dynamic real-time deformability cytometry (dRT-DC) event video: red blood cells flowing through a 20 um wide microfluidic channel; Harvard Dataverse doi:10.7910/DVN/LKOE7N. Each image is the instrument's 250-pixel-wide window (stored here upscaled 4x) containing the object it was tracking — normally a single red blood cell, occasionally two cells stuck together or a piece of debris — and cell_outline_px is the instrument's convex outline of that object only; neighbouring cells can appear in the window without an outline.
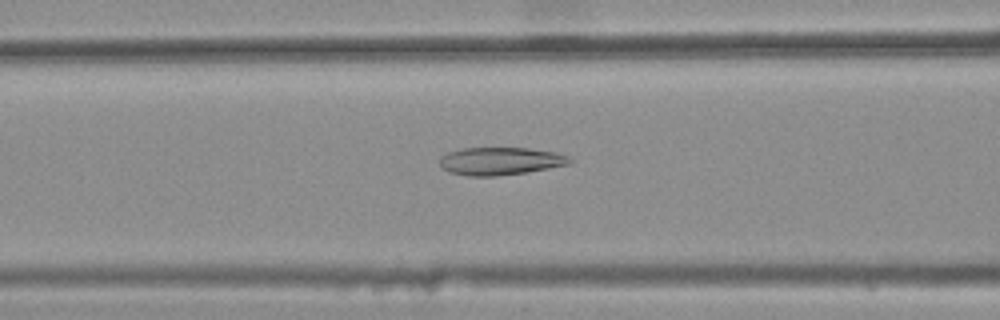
{"species": "common noctule bat (a hibernating species)", "species_latin": "Nyctalus noctula", "temperature_condition": "warm", "stored_images_in_passage": 38, "camera_frame_rate_fps": 3000, "um_per_image_px": 0.085, "animal": {"sex": "female", "body_mass_g": 25.1}, "frame": {"image": 1, "passage_image": 13, "time_ms": 4.0, "image_size_px": [1000, 320], "cell_outline_px": [[572, 164], [528, 172], [496, 176], [468, 176], [448, 172], [440, 164], [440, 156], [448, 152], [460, 148], [528, 148], [556, 152], [568, 156], [572, 160]], "centroid_in_image_um": [42.54, 13.69], "position_along_channel_um": 124.1, "area_um2": 21.21}}
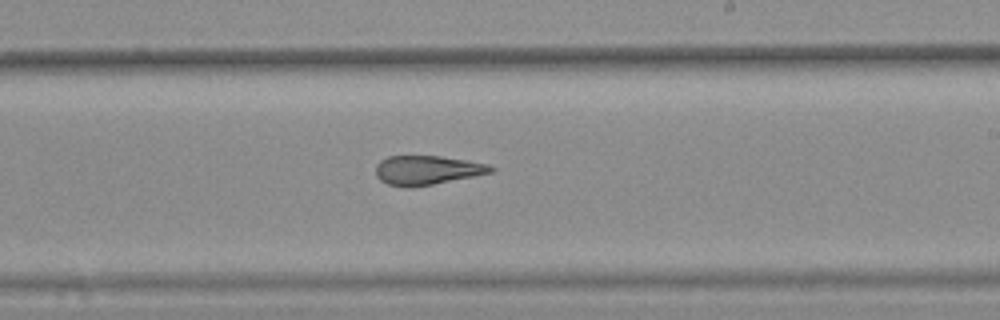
{"frame": {"image": 2, "passage_image": 23, "time_ms": 7.333, "image_size_px": [1000, 320], "cell_outline_px": [[496, 168], [492, 172], [412, 188], [408, 188], [388, 184], [380, 180], [376, 176], [376, 164], [380, 160], [388, 156], [440, 156], [488, 164]], "centroid_in_image_um": [36.25, 14.46], "position_along_channel_um": 252.8, "area_um2": 19.42}}
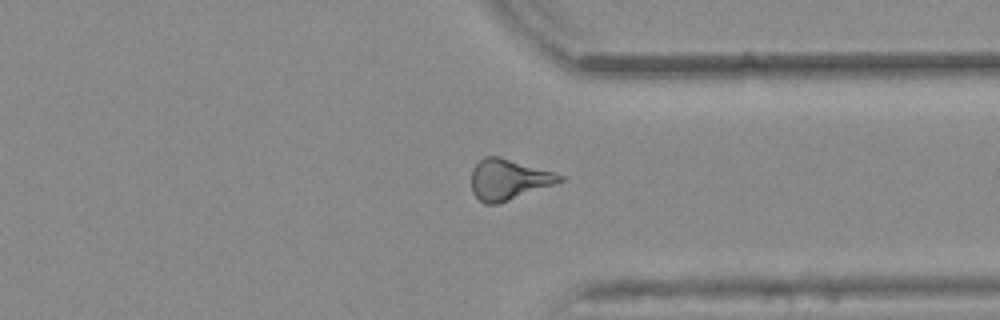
{"frame": {"image": 3, "passage_image": 32, "time_ms": 10.333, "image_size_px": [1000, 320], "cell_outline_px": [[564, 180], [508, 200], [496, 204], [484, 204], [472, 192], [472, 168], [484, 156], [500, 156], [552, 172], [564, 176]], "centroid_in_image_um": [43.17, 15.24], "position_along_channel_um": 368.2, "area_um2": 20.46}, "authors_computed_cell_mechanics": {"area_um2": 20.4901, "velocity_mm_per_s": 3.8732, "shape_relaxation_time_tau1_ms": null, "shape_relaxation_time_tau2_ms": 3.4097, "deformation_change_tau1": null, "deformation_change_tau2": 0.1323}}